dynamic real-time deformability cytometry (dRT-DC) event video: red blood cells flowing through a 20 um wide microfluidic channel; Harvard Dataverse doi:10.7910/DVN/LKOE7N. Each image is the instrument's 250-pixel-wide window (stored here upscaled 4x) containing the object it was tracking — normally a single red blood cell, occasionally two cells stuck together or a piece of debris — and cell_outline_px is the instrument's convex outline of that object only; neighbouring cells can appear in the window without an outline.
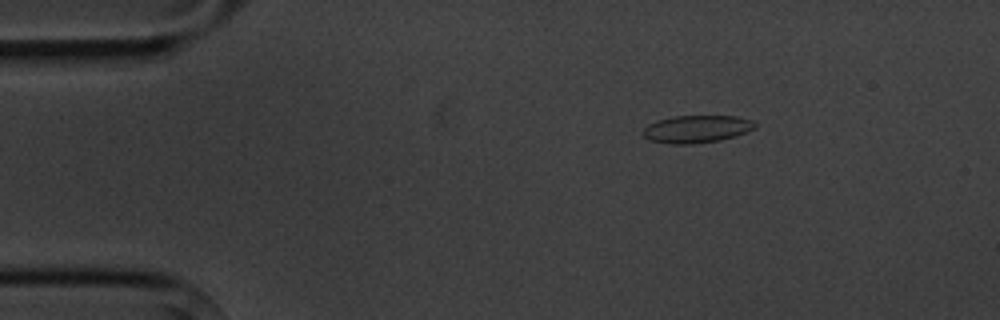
{"species": "common noctule bat (a hibernating species)", "species_latin": "Nyctalus noctula", "temperature_condition": "cold", "stored_images_in_passage": 4, "camera_frame_rate_fps": 3000, "um_per_image_px": 0.085, "animal": {"sex": "male", "body_mass_g": 20.1, "forearm_length_mm": 53.5}, "frame": {"image": 1, "passage_image": 2, "time_ms": 1.0, "image_size_px": [1000, 320], "cell_outline_px": [[756, 128], [736, 136], [720, 140], [692, 144], [672, 144], [648, 140], [640, 132], [648, 124], [656, 120], [676, 116], [736, 116], [752, 120], [756, 124]], "centroid_in_image_um": [59.19, 10.97], "position_along_channel_um": 25.8, "area_um2": 18.09}}
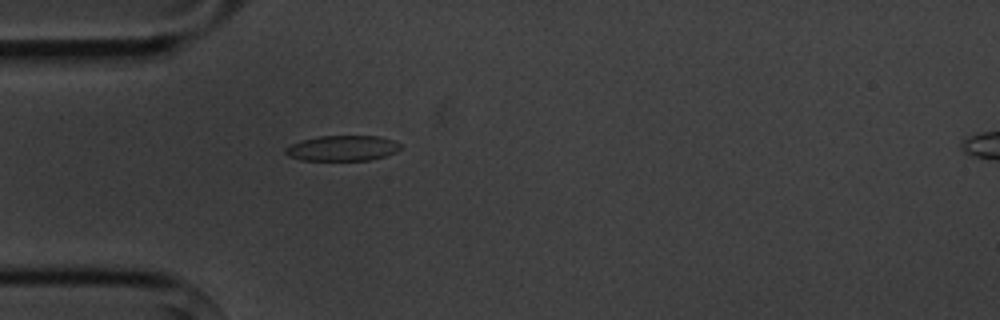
{"frame": {"image": 2, "passage_image": 4, "time_ms": 3.333, "image_size_px": [1000, 320], "cell_outline_px": [[400, 148], [396, 152], [384, 156], [368, 160], [300, 160], [288, 156], [284, 152], [284, 148], [300, 140], [320, 136], [380, 136], [392, 140], [400, 144]], "centroid_in_image_um": [29.07, 12.59], "position_along_channel_um": 55.9, "area_um2": 16.99}}